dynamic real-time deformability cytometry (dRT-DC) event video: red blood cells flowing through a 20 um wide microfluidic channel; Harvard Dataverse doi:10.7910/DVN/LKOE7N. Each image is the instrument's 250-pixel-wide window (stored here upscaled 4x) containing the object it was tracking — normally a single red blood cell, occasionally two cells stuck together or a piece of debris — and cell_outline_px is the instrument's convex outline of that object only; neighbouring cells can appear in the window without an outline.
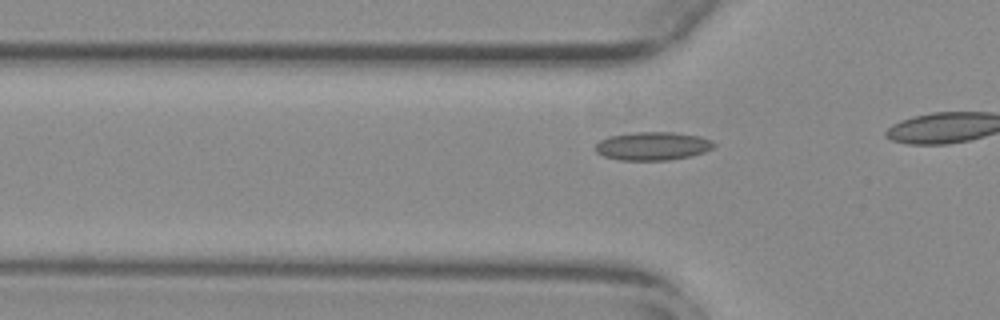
{"species": "common noctule bat (a hibernating species)", "species_latin": "Nyctalus noctula", "temperature_condition": "warm", "stored_images_in_passage": 9, "camera_frame_rate_fps": 3000, "um_per_image_px": 0.085, "animal": {"sex": "female", "body_mass_g": 29.2, "forearm_length_mm": 56.3}, "frame": {"image": 1, "passage_image": 4, "time_ms": 1.0, "image_size_px": [1000, 320], "cell_outline_px": [[716, 144], [712, 148], [704, 152], [692, 156], [668, 160], [620, 160], [604, 156], [596, 152], [596, 144], [600, 140], [608, 136], [636, 132], [672, 132], [700, 136], [712, 140]], "centroid_in_image_um": [55.49, 12.41], "position_along_channel_um": 70.3, "area_um2": 19.59}}
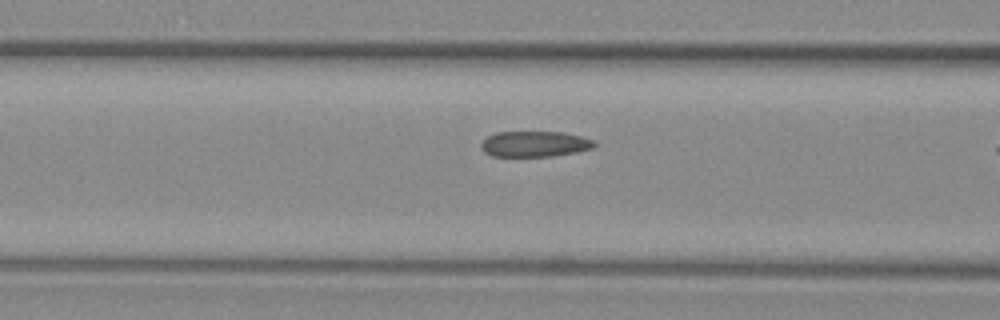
{"frame": {"image": 2, "passage_image": 8, "time_ms": 2.333, "image_size_px": [1000, 320], "cell_outline_px": [[596, 144], [592, 148], [576, 152], [552, 156], [492, 156], [484, 152], [480, 148], [480, 144], [488, 136], [496, 132], [564, 132], [596, 140]], "centroid_in_image_um": [45.45, 12.23], "position_along_channel_um": 121.2, "area_um2": 16.99}}